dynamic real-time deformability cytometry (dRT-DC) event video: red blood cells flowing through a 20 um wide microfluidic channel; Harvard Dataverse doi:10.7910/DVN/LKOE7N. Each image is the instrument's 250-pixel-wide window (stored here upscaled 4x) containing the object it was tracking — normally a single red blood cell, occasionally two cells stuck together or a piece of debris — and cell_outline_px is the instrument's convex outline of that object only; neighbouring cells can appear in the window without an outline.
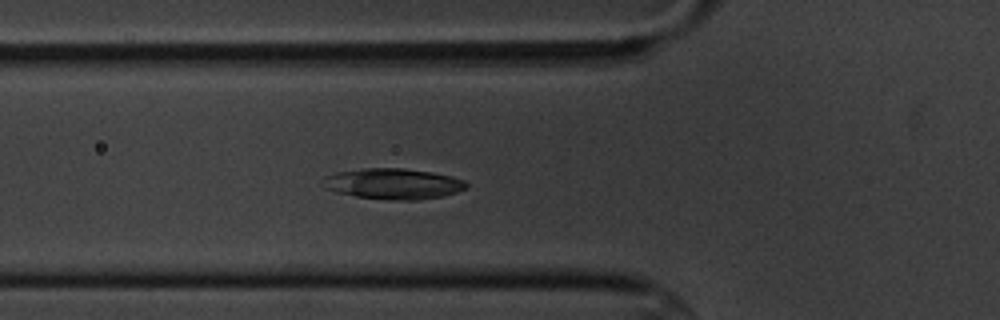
{"species": "common noctule bat (a hibernating species)", "species_latin": "Nyctalus noctula", "temperature_condition": "cold", "stored_images_in_passage": 4, "camera_frame_rate_fps": 3000, "um_per_image_px": 0.085, "animal": {"sex": "male", "body_mass_g": 20.1, "forearm_length_mm": 53.5}, "frame": {"image": 1, "passage_image": 4, "time_ms": 3.333, "image_size_px": [1000, 320], "cell_outline_px": [[468, 188], [456, 192], [440, 196], [416, 200], [388, 200], [356, 196], [336, 192], [320, 184], [320, 180], [324, 176], [336, 172], [364, 168], [404, 168], [432, 172], [452, 176], [464, 180], [468, 184]], "centroid_in_image_um": [33.4, 15.61], "position_along_channel_um": 92.4, "area_um2": 25.84}}